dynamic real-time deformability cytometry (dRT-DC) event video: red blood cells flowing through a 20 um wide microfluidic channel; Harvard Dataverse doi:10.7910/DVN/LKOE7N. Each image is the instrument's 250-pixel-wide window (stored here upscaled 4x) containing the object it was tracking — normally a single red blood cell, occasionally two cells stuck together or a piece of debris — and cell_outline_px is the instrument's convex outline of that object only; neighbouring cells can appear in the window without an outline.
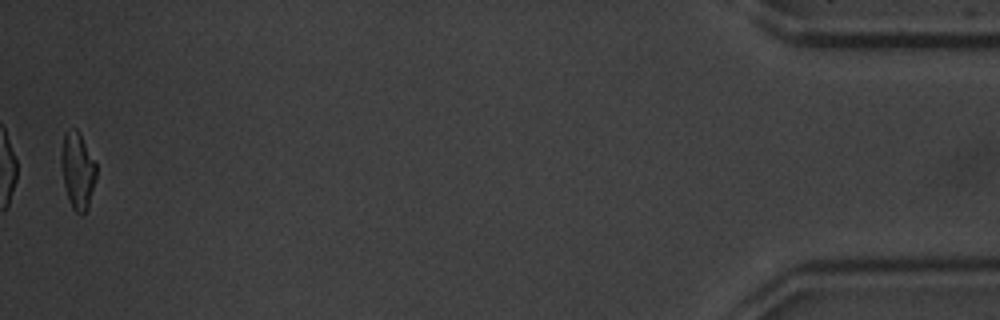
{"species": "common noctule bat (a hibernating species)", "species_latin": "Nyctalus noctula", "temperature_condition": "warm", "stored_images_in_passage": 52, "camera_frame_rate_fps": 3000, "um_per_image_px": 0.085, "animal": {"sex": "male", "body_mass_g": 20.1, "forearm_length_mm": 53.5}, "frame": {"image": 1, "passage_image": 52, "time_ms": 17.0, "image_size_px": [1000, 320], "cell_outline_px": [[96, 180], [88, 208], [80, 216], [72, 208], [68, 200], [64, 184], [60, 160], [60, 156], [64, 132], [72, 128], [76, 128], [80, 132], [96, 164]], "centroid_in_image_um": [6.59, 14.49], "position_along_channel_um": 428.6, "area_um2": 15.9}, "authors_computed_cell_mechanics": {"area_um2": 17.0799, "velocity_mm_per_s": 3.9338, "shape_relaxation_time_tau1_ms": 3.0226, "shape_relaxation_time_tau2_ms": 2.0982, "deformation_change_tau1": 0.1536, "deformation_change_tau2": 0.0948}}